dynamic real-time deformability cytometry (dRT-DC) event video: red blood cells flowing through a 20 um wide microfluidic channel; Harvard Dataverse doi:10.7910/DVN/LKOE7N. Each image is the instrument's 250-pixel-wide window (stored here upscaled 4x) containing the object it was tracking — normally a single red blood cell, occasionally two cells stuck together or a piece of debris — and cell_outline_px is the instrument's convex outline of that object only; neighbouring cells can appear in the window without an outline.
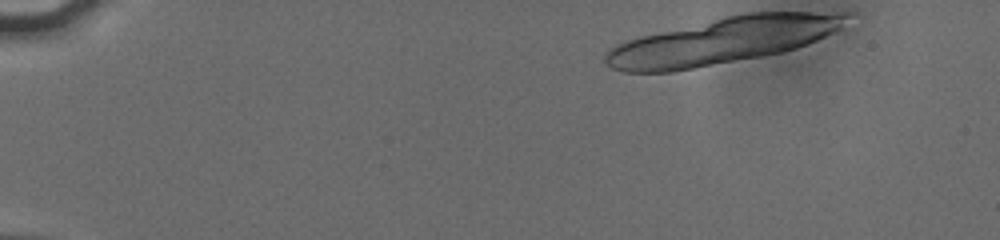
{"species": "human", "species_latin": "Homo sapiens", "temperature_condition": "cold", "stored_images_in_passage": 12, "camera_frame_rate_fps": 3000, "um_per_image_px": 0.085, "donor": {"sex": "male"}, "frame": {"image": 1, "passage_image": 1, "time_ms": 0.0, "image_size_px": [1000, 240], "cell_outline_px": [[856, 12], [840, 28], [808, 44], [796, 48], [780, 52], [760, 56], [672, 72], [624, 72], [612, 68], [604, 60], [604, 56], [616, 44], [640, 36], [724, 16], [744, 12]], "centroid_in_image_um": [61.45, 3.44], "position_along_channel_um": 23.6, "area_um2": 64.85}}